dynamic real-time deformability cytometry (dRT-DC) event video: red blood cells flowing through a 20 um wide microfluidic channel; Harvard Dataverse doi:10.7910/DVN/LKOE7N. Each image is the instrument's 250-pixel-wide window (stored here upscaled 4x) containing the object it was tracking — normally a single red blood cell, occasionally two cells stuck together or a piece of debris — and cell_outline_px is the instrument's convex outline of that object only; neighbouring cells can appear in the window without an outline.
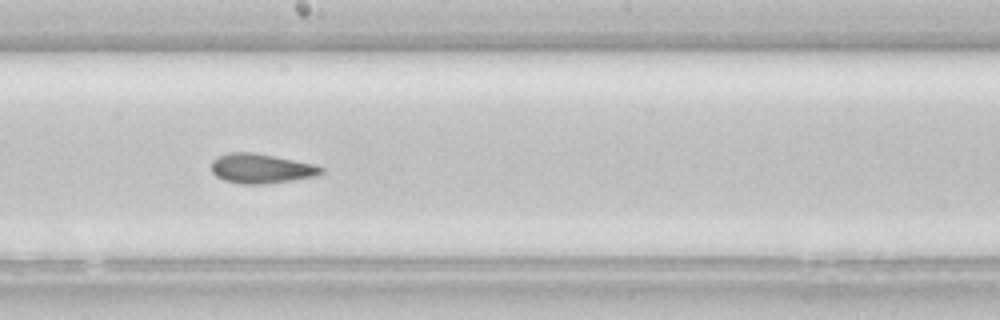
{"species": "common noctule bat (a hibernating species)", "species_latin": "Nyctalus noctula", "temperature_condition": "room temperature", "stored_images_in_passage": 36, "camera_frame_rate_fps": 3000, "um_per_image_px": 0.085, "animal": {"sex": "female", "body_mass_g": 22.7, "forearm_length_mm": 54.2}, "frame": {"image": 1, "passage_image": 16, "time_ms": 5.0, "image_size_px": [1000, 320], "cell_outline_px": [[324, 172], [320, 176], [264, 184], [240, 184], [224, 180], [216, 176], [212, 172], [212, 160], [216, 156], [228, 152], [252, 152], [316, 164], [324, 168]], "centroid_in_image_um": [22.22, 14.32], "position_along_channel_um": 226.0, "area_um2": 19.19}}